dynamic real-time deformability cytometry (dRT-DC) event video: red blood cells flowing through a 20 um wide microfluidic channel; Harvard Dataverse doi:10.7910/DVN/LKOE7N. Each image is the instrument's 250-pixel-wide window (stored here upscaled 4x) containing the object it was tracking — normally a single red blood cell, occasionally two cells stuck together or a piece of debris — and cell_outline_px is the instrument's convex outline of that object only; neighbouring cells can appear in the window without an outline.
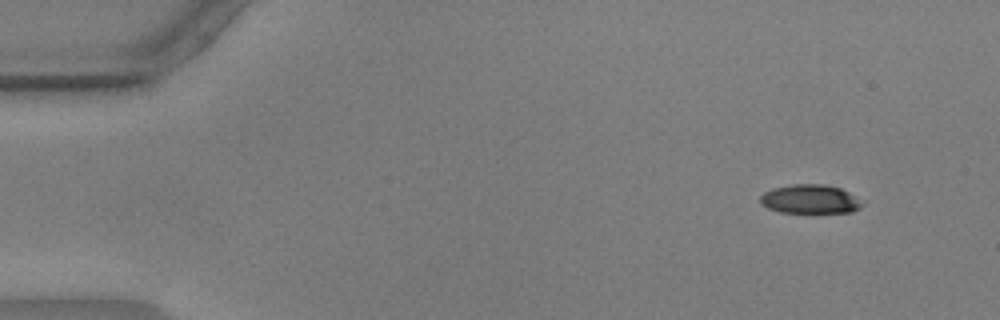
{"species": "common noctule bat (a hibernating species)", "species_latin": "Nyctalus noctula", "temperature_condition": "warm", "stored_images_in_passage": 52, "camera_frame_rate_fps": 3000, "um_per_image_px": 0.085, "animal": {"sex": "male", "body_mass_g": 17.9, "forearm_length_mm": 54.2}, "frame": {"image": 1, "passage_image": 1, "time_ms": 0.0, "image_size_px": [1000, 320], "cell_outline_px": [[868, 200], [860, 208], [852, 212], [780, 212], [768, 208], [760, 204], [760, 196], [764, 192], [772, 188], [792, 184], [824, 184], [840, 188]], "centroid_in_image_um": [68.93, 16.92], "position_along_channel_um": 16.1, "area_um2": 17.57}}
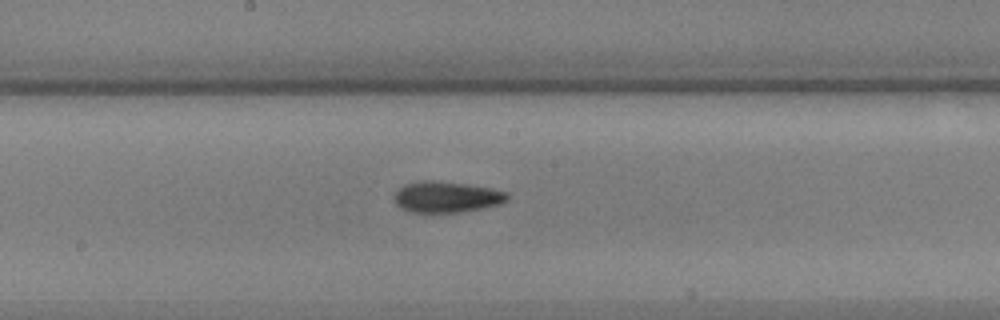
{"frame": {"image": 2, "passage_image": 26, "time_ms": 8.333, "image_size_px": [1000, 320], "cell_outline_px": [[508, 200], [500, 204], [484, 208], [460, 212], [408, 212], [400, 208], [392, 200], [392, 196], [404, 184], [420, 180], [432, 180], [464, 184], [492, 188], [508, 192]], "centroid_in_image_um": [37.92, 16.74], "position_along_channel_um": 210.3, "area_um2": 20.69}}
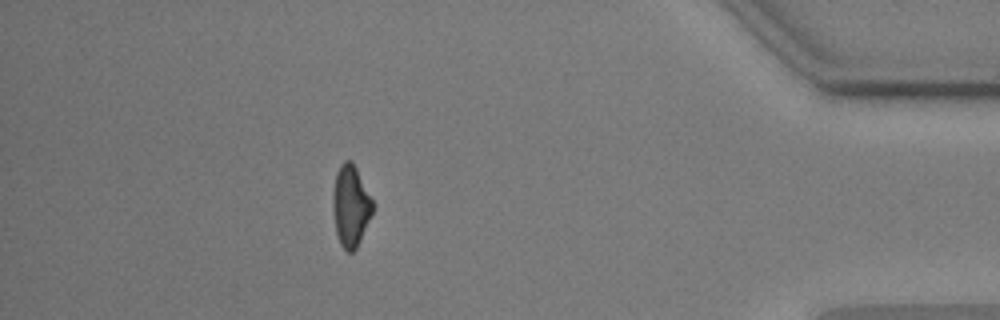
{"frame": {"image": 3, "passage_image": 46, "time_ms": 15.0, "image_size_px": [1000, 320], "cell_outline_px": [[372, 212], [360, 240], [356, 248], [352, 252], [348, 252], [340, 244], [336, 232], [332, 208], [332, 196], [336, 172], [340, 164], [344, 160], [352, 160], [372, 200]], "centroid_in_image_um": [29.77, 17.48], "position_along_channel_um": 405.4, "area_um2": 18.61}, "authors_computed_cell_mechanics": {"area_um2": 19.1029, "velocity_mm_per_s": 3.6022, "shape_relaxation_time_tau1_ms": 7.3905, "shape_relaxation_time_tau2_ms": 2.4401, "deformation_change_tau1": 0.2014, "deformation_change_tau2": 0.1025}}